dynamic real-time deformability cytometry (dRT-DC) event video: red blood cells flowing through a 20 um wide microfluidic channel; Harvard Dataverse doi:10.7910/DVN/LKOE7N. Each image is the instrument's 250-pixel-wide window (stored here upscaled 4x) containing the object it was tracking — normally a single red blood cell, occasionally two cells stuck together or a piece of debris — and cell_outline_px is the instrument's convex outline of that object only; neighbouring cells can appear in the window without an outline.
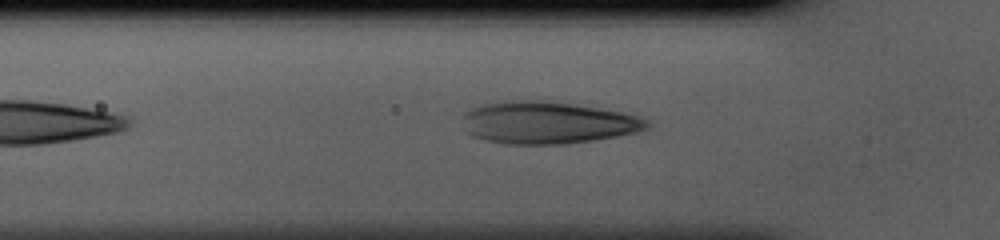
{"species": "human", "species_latin": "Homo sapiens", "temperature_condition": "cold", "stored_images_in_passage": 33, "camera_frame_rate_fps": 3000, "um_per_image_px": 0.085, "donor": {"sex": "male"}, "frame": {"image": 1, "passage_image": 6, "time_ms": 1.667, "image_size_px": [1000, 240], "cell_outline_px": [[652, 124], [648, 128], [636, 132], [616, 136], [592, 140], [564, 144], [504, 144], [484, 140], [472, 136], [464, 132], [464, 112], [472, 108], [484, 104], [504, 100], [544, 100], [576, 104], [620, 112], [640, 116], [648, 120]], "centroid_in_image_um": [46.52, 10.42], "position_along_channel_um": 79.3, "area_um2": 45.66}}
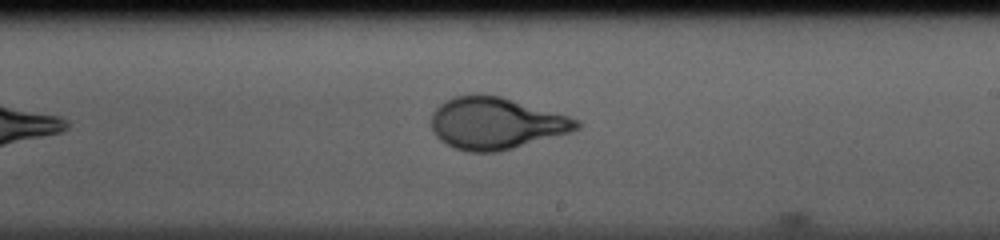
{"frame": {"image": 2, "passage_image": 18, "time_ms": 5.667, "image_size_px": [1000, 240], "cell_outline_px": [[584, 124], [580, 128], [572, 132], [500, 152], [468, 152], [456, 148], [440, 140], [436, 136], [432, 128], [432, 112], [440, 104], [456, 96], [500, 96], [568, 116], [580, 120]], "centroid_in_image_um": [42.2, 10.51], "position_along_channel_um": 246.8, "area_um2": 43.47}}
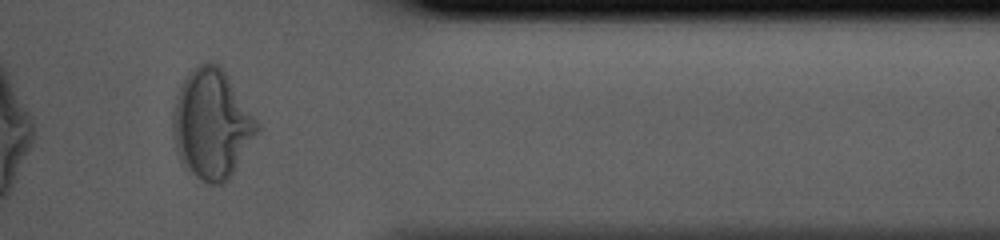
{"frame": {"image": 3, "passage_image": 29, "time_ms": 9.333, "image_size_px": [1000, 240], "cell_outline_px": [[260, 128], [232, 176], [224, 184], [208, 184], [200, 180], [180, 160], [172, 136], [172, 112], [176, 96], [180, 84], [200, 64], [208, 60], [220, 64], [224, 68], [260, 124]], "centroid_in_image_um": [18.01, 10.54], "position_along_channel_um": 393.4, "area_um2": 53.93}}